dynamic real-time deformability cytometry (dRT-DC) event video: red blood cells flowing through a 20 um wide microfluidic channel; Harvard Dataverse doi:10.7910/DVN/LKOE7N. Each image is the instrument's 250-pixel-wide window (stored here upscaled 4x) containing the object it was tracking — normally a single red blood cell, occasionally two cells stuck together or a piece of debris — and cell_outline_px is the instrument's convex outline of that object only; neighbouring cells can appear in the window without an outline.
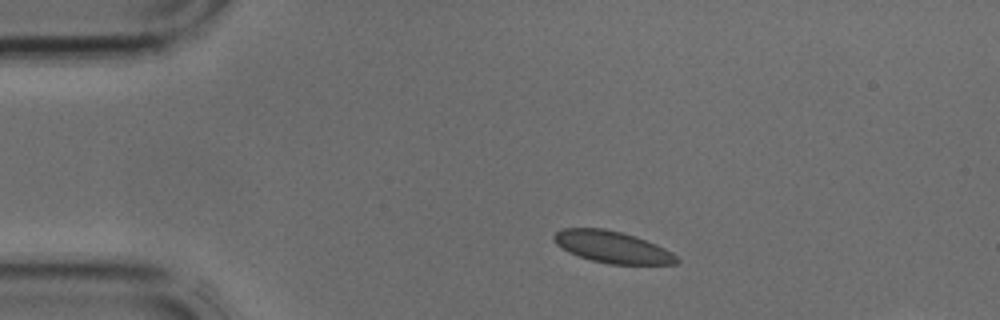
{"species": "common noctule bat (a hibernating species)", "species_latin": "Nyctalus noctula", "temperature_condition": "cold", "stored_images_in_passage": 1, "camera_frame_rate_fps": 3000, "um_per_image_px": 0.085, "animal": {"sex": "male", "body_mass_g": 17.9, "forearm_length_mm": 54.2}, "frame": {"image": 1, "passage_image": 1, "time_ms": 0.0, "image_size_px": [1000, 320], "cell_outline_px": [[680, 260], [676, 264], [608, 264], [592, 260], [568, 252], [556, 244], [552, 240], [552, 236], [556, 232], [564, 228], [604, 228], [636, 236], [656, 244], [672, 252]], "centroid_in_image_um": [52.04, 20.99], "position_along_channel_um": 33.0, "area_um2": 22.72}}